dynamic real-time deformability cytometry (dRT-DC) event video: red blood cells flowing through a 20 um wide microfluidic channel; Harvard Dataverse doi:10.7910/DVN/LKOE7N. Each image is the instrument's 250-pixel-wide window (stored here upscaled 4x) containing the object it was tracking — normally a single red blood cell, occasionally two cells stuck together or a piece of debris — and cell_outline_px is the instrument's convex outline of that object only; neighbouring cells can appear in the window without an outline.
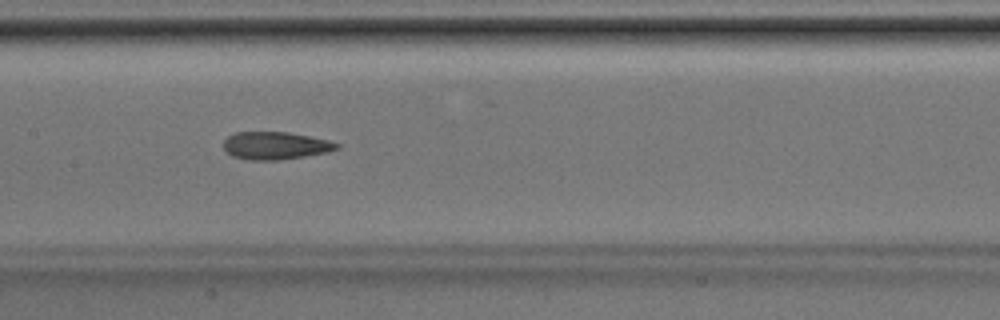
{"species": "Egyptian fruit bat (a non-hibernating species)", "species_latin": "Rousettus aegyptiacus", "temperature_condition": "room temperature", "stored_images_in_passage": 31, "camera_frame_rate_fps": 3000, "um_per_image_px": 0.085, "animal": {"sex": "male"}, "frame": {"image": 1, "passage_image": 10, "time_ms": 3.0, "image_size_px": [1000, 320], "cell_outline_px": [[340, 148], [328, 152], [280, 160], [248, 160], [232, 156], [224, 148], [224, 140], [228, 136], [236, 132], [288, 132], [328, 140], [340, 144]], "centroid_in_image_um": [23.41, 12.38], "position_along_channel_um": 184.0, "area_um2": 18.21}}